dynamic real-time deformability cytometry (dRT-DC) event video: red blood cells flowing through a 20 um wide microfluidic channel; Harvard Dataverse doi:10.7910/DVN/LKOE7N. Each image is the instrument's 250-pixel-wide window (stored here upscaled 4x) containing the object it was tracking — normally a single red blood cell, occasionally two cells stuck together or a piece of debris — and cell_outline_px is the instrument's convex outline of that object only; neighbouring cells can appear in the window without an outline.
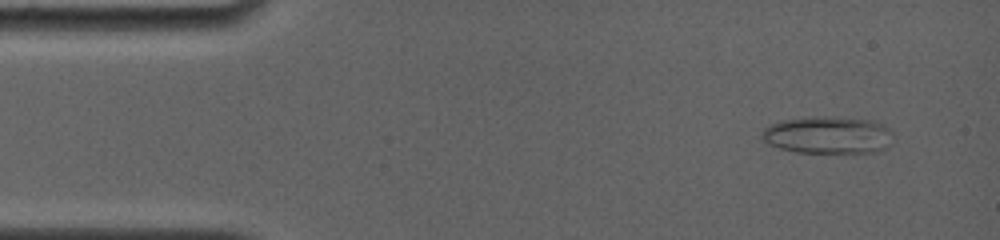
{"species": "common noctule bat (a hibernating species)", "species_latin": "Nyctalus noctula", "temperature_condition": "room temperature", "stored_images_in_passage": 18, "camera_frame_rate_fps": 4000, "um_per_image_px": 0.085, "animal": {"sex": "female", "body_mass_g": 19.0, "forearm_length_mm": 56.7}, "frame": {"image": 1, "passage_image": 2, "time_ms": 0.5, "image_size_px": [1000, 240], "cell_outline_px": [[892, 144], [876, 152], [796, 152], [780, 148], [768, 144], [760, 140], [760, 136], [764, 128], [772, 124], [784, 120], [808, 116], [824, 116], [872, 120], [888, 128], [892, 132]], "centroid_in_image_um": [70.35, 11.47], "position_along_channel_um": 14.6, "area_um2": 28.61}}
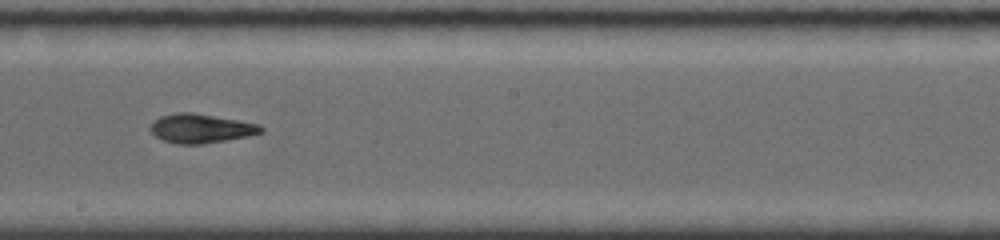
{"frame": {"image": 2, "passage_image": 11, "time_ms": 8.5, "image_size_px": [1000, 240], "cell_outline_px": [[264, 132], [248, 136], [204, 144], [176, 144], [164, 140], [156, 136], [148, 128], [160, 116], [176, 112], [192, 112], [260, 124], [264, 128]], "centroid_in_image_um": [17.09, 10.92], "position_along_channel_um": 231.1, "area_um2": 18.73}}
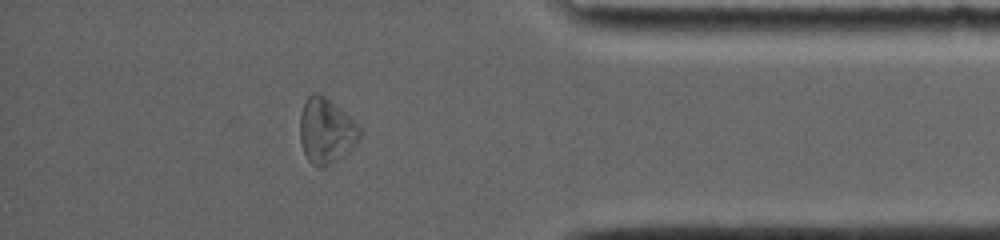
{"frame": {"image": 3, "passage_image": 16, "time_ms": 13.5, "image_size_px": [1000, 240], "cell_outline_px": [[360, 140], [344, 156], [324, 168], [320, 168], [312, 164], [308, 160], [304, 152], [300, 140], [300, 116], [304, 104], [308, 96], [312, 92], [316, 92], [324, 96], [340, 108], [360, 128]], "centroid_in_image_um": [27.71, 11.15], "position_along_channel_um": 407.5, "area_um2": 22.66}, "authors_computed_cell_mechanics": {"area_um2": 21.0103, "velocity_mm_per_s": 3.8167, "shape_relaxation_time_tau1_ms": 8.3049, "shape_relaxation_time_tau2_ms": 4.8445, "deformation_change_tau1": 0.233, "deformation_change_tau2": 0.1161}}